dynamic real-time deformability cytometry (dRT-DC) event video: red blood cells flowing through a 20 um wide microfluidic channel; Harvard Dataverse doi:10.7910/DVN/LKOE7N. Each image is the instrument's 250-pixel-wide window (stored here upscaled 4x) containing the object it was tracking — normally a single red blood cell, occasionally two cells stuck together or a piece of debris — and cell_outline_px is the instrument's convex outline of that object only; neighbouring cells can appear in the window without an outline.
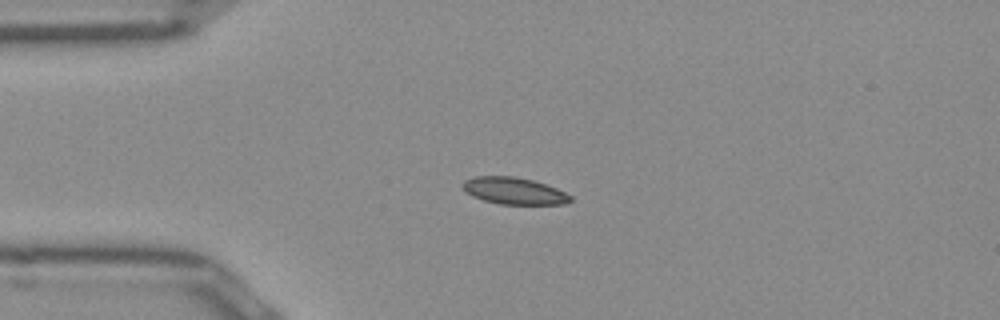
{"species": "Egyptian fruit bat (a non-hibernating species)", "species_latin": "Rousettus aegyptiacus", "temperature_condition": "room temperature", "stored_images_in_passage": 40, "camera_frame_rate_fps": 3000, "um_per_image_px": 0.085, "frame": {"image": 1, "passage_image": 1, "time_ms": 0.0, "image_size_px": [1000, 320], "cell_outline_px": [[572, 200], [564, 204], [500, 204], [484, 200], [472, 196], [460, 184], [464, 180], [476, 176], [512, 176], [532, 180], [556, 188], [572, 196]], "centroid_in_image_um": [43.68, 16.22], "position_along_channel_um": 41.3, "area_um2": 16.7}}
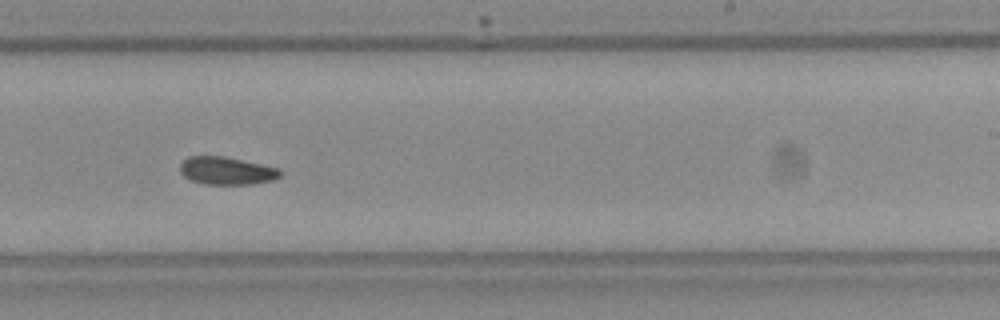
{"frame": {"image": 2, "passage_image": 20, "time_ms": 6.333, "image_size_px": [1000, 320], "cell_outline_px": [[280, 176], [272, 180], [252, 184], [208, 184], [192, 180], [184, 176], [180, 172], [180, 164], [188, 156], [224, 156], [280, 168]], "centroid_in_image_um": [19.26, 14.5], "position_along_channel_um": 269.7, "area_um2": 16.07}}
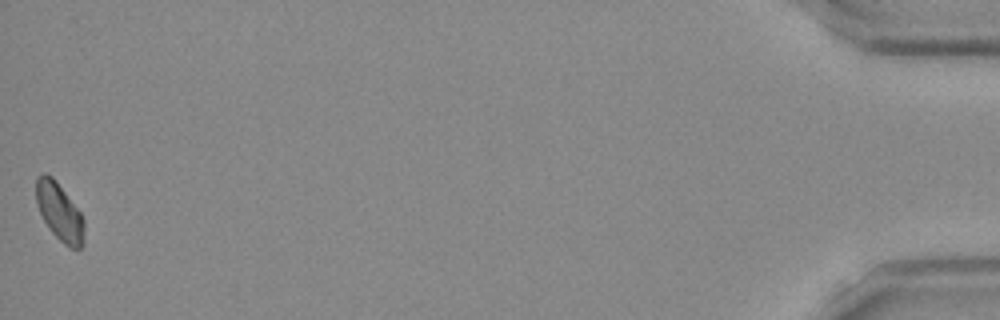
{"frame": {"image": 3, "passage_image": 40, "time_ms": 13.0, "image_size_px": [1000, 320], "cell_outline_px": [[84, 244], [80, 248], [72, 248], [64, 244], [48, 228], [40, 212], [36, 200], [36, 176], [44, 172], [52, 176], [80, 212], [84, 220]], "centroid_in_image_um": [5.05, 18.01], "position_along_channel_um": 430.1, "area_um2": 16.01}}